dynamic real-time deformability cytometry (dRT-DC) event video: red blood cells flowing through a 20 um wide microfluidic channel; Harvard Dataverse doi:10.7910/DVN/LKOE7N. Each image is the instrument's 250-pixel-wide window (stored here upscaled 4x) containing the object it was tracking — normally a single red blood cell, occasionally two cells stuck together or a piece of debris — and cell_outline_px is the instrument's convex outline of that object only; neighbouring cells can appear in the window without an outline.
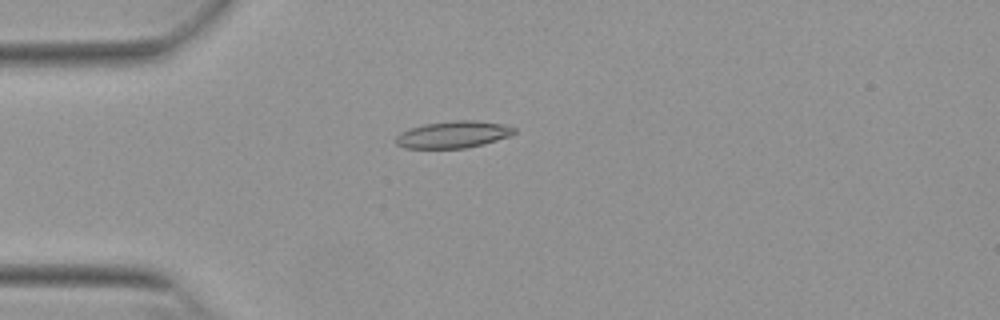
{"species": "Egyptian fruit bat (a non-hibernating species)", "species_latin": "Rousettus aegyptiacus", "temperature_condition": "warm", "stored_images_in_passage": 46, "camera_frame_rate_fps": 3000, "um_per_image_px": 0.085, "animal": {"sex": "female"}, "frame": {"image": 1, "passage_image": 14, "time_ms": 4.333, "image_size_px": [1000, 320], "cell_outline_px": [[516, 132], [508, 136], [484, 144], [464, 148], [404, 148], [396, 144], [396, 136], [400, 132], [424, 124], [452, 120], [476, 120], [504, 124], [516, 128]], "centroid_in_image_um": [38.53, 11.43], "position_along_channel_um": 46.5, "area_um2": 18.55}}
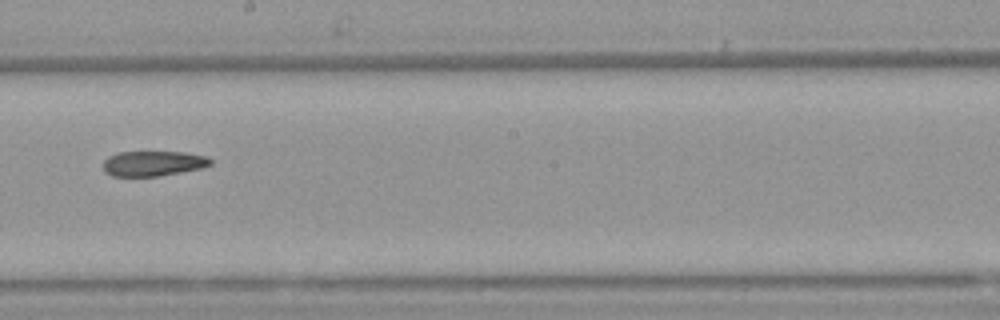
{"frame": {"image": 2, "passage_image": 30, "time_ms": 9.667, "image_size_px": [1000, 320], "cell_outline_px": [[212, 164], [204, 168], [160, 176], [112, 176], [104, 172], [104, 160], [108, 156], [120, 152], [184, 152], [208, 156], [212, 160]], "centroid_in_image_um": [13.06, 13.89], "position_along_channel_um": 235.1, "area_um2": 15.9}}
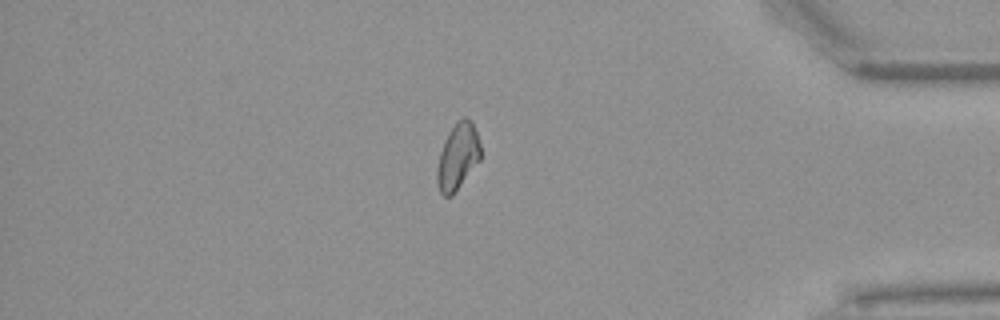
{"frame": {"image": 3, "passage_image": 45, "time_ms": 14.667, "image_size_px": [1000, 320], "cell_outline_px": [[480, 160], [452, 196], [444, 196], [440, 192], [436, 180], [436, 168], [440, 152], [444, 140], [448, 132], [464, 116], [472, 120], [480, 144]], "centroid_in_image_um": [38.89, 13.32], "position_along_channel_um": 396.3, "area_um2": 16.76}}